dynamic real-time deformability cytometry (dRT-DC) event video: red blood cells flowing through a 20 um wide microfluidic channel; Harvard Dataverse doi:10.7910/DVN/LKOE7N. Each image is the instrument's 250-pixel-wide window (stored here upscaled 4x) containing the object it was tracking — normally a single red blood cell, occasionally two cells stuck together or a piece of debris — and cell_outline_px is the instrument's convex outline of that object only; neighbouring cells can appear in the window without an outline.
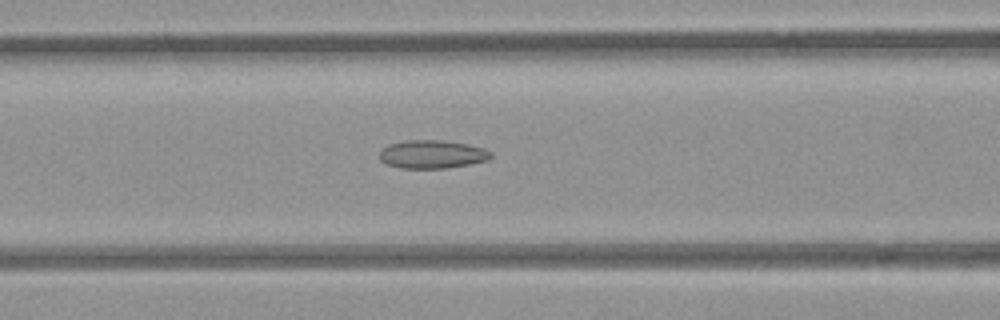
{"species": "common noctule bat (a hibernating species)", "species_latin": "Nyctalus noctula", "temperature_condition": "room temperature", "stored_images_in_passage": 54, "camera_frame_rate_fps": 3000, "um_per_image_px": 0.085, "animal": {"sex": "female", "body_mass_g": 21.9}, "frame": {"image": 1, "passage_image": 23, "time_ms": 7.333, "image_size_px": [1000, 320], "cell_outline_px": [[492, 156], [488, 160], [468, 164], [444, 168], [400, 168], [384, 164], [380, 160], [380, 152], [388, 144], [404, 140], [444, 140], [468, 144], [484, 148], [492, 152]], "centroid_in_image_um": [36.72, 13.11], "position_along_channel_um": 129.9, "area_um2": 18.44}}
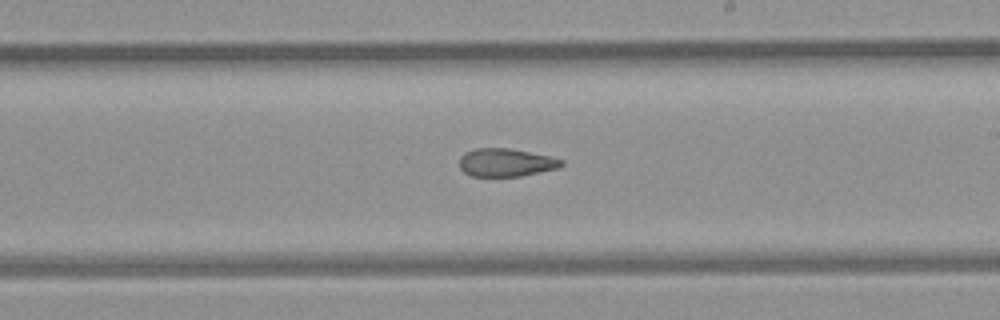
{"frame": {"image": 2, "passage_image": 32, "time_ms": 10.333, "image_size_px": [1000, 320], "cell_outline_px": [[564, 164], [560, 168], [520, 176], [472, 176], [464, 172], [460, 168], [460, 156], [464, 152], [476, 148], [508, 148], [548, 156], [564, 160]], "centroid_in_image_um": [43.0, 13.81], "position_along_channel_um": 246.0, "area_um2": 16.65}}
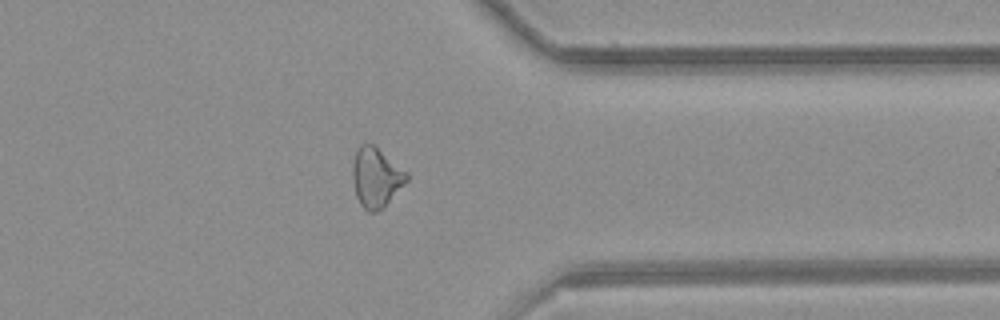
{"frame": {"image": 3, "passage_image": 43, "time_ms": 14.0, "image_size_px": [1000, 320], "cell_outline_px": [[408, 180], [376, 212], [368, 212], [360, 204], [356, 196], [352, 180], [352, 168], [356, 148], [360, 144], [372, 144], [408, 172]], "centroid_in_image_um": [31.93, 15.06], "position_along_channel_um": 379.5, "area_um2": 18.44}, "authors_computed_cell_mechanics": {"area_um2": 19.1318, "velocity_mm_per_s": 3.8782, "shape_relaxation_time_tau1_ms": null, "shape_relaxation_time_tau2_ms": 3.3787, "deformation_change_tau1": null, "deformation_change_tau2": 0.1081}}